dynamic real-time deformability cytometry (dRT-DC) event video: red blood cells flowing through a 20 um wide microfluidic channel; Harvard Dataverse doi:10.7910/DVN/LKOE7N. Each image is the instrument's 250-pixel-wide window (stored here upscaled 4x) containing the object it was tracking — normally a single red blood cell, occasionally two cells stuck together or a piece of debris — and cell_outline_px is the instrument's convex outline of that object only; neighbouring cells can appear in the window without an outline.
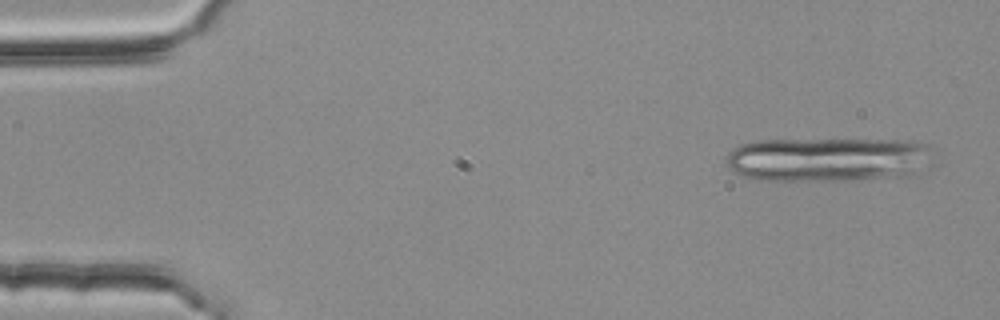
{"species": "common noctule bat (a hibernating species)", "species_latin": "Nyctalus noctula", "temperature_condition": "room temperature", "stored_images_in_passage": 4, "camera_frame_rate_fps": 3000, "um_per_image_px": 0.085, "animal": {"sex": "female", "body_mass_g": 25.1}, "frame": {"image": 1, "passage_image": 1, "time_ms": 0.0, "image_size_px": [1000, 320], "cell_outline_px": [[932, 148], [916, 172], [904, 176], [856, 180], [752, 180], [740, 176], [732, 172], [724, 160], [740, 144], [756, 140], [904, 140], [928, 144]], "centroid_in_image_um": [70.26, 13.55], "position_along_channel_um": 14.7, "area_um2": 53.12}}